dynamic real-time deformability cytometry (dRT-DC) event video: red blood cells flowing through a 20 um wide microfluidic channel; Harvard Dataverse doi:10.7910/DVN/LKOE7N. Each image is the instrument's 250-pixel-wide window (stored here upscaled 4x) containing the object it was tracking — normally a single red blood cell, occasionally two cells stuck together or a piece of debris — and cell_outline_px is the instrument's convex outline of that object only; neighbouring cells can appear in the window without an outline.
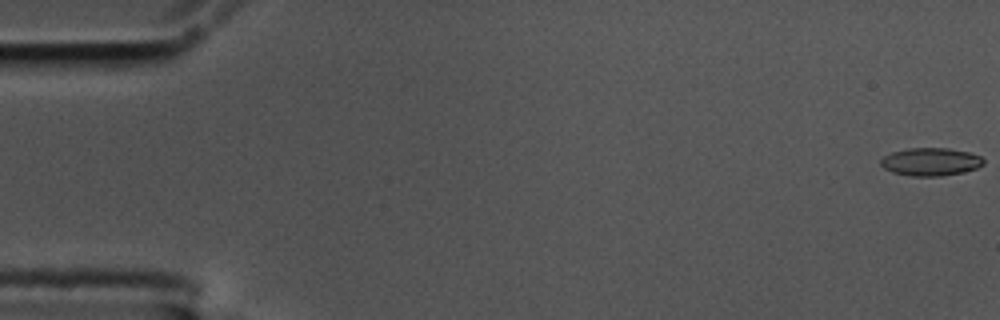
{"species": "common noctule bat (a hibernating species)", "species_latin": "Nyctalus noctula", "temperature_condition": "cold", "stored_images_in_passage": 58, "camera_frame_rate_fps": 3000, "um_per_image_px": 0.085, "animal": {"sex": "male", "body_mass_g": 17.5, "forearm_length_mm": 52.3}, "frame": {"image": 1, "passage_image": 1, "time_ms": 0.0, "image_size_px": [1000, 320], "cell_outline_px": [[984, 164], [976, 168], [964, 172], [940, 176], [912, 176], [892, 172], [884, 168], [880, 164], [880, 160], [884, 156], [892, 152], [908, 148], [948, 148], [972, 152], [980, 156], [984, 160]], "centroid_in_image_um": [79.12, 13.74], "position_along_channel_um": 5.9, "area_um2": 16.82}}
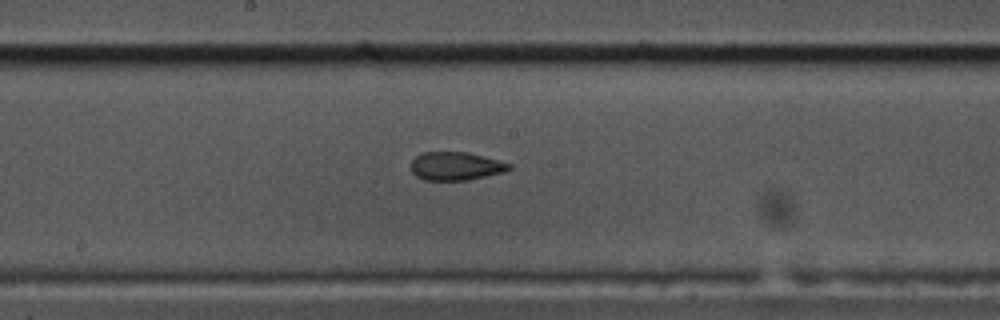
{"frame": {"image": 2, "passage_image": 31, "time_ms": 10.0, "image_size_px": [1000, 320], "cell_outline_px": [[512, 168], [504, 172], [468, 180], [424, 180], [416, 176], [412, 172], [412, 160], [420, 152], [468, 152], [512, 164]], "centroid_in_image_um": [38.74, 14.12], "position_along_channel_um": 209.5, "area_um2": 16.18}}
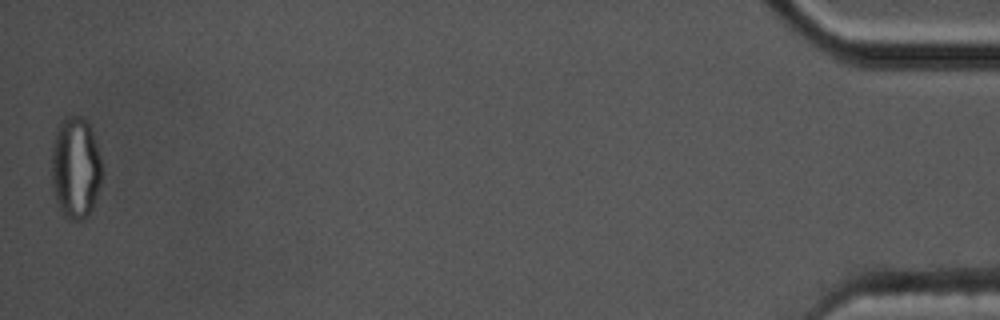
{"frame": {"image": 3, "passage_image": 58, "time_ms": 19.0, "image_size_px": [1000, 320], "cell_outline_px": [[100, 184], [92, 208], [88, 216], [84, 220], [72, 220], [64, 216], [56, 200], [52, 188], [52, 148], [56, 132], [64, 116], [80, 116], [88, 124], [92, 132], [100, 156]], "centroid_in_image_um": [6.4, 14.29], "position_along_channel_um": 428.8, "area_um2": 29.48}, "authors_computed_cell_mechanics": {"area_um2": 17.1666, "velocity_mm_per_s": 3.492, "shape_relaxation_time_tau1_ms": null, "shape_relaxation_time_tau2_ms": 1.4672, "deformation_change_tau1": null, "deformation_change_tau2": 0.0715}}